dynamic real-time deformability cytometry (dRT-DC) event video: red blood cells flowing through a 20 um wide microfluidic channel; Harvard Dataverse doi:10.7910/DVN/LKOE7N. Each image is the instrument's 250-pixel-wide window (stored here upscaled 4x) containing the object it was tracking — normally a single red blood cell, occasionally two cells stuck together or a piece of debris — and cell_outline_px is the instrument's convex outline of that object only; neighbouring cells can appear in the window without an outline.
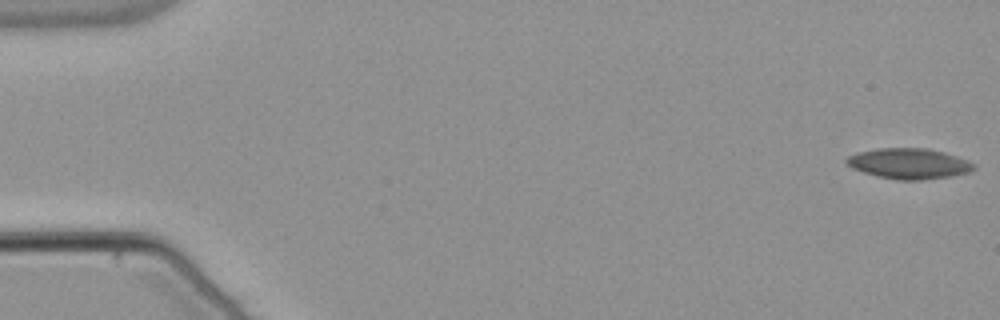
{"species": "common noctule bat (a hibernating species)", "species_latin": "Nyctalus noctula", "temperature_condition": "warm", "stored_images_in_passage": 57, "camera_frame_rate_fps": 3000, "um_per_image_px": 0.085, "animal": {"sex": "male", "body_mass_g": 21.5, "forearm_length_mm": 52.0}, "frame": {"image": 1, "passage_image": 1, "time_ms": 0.0, "image_size_px": [1000, 320], "cell_outline_px": [[976, 168], [968, 172], [948, 176], [920, 180], [896, 180], [864, 172], [852, 168], [844, 160], [848, 156], [856, 152], [880, 148], [928, 148], [944, 152], [968, 160], [976, 164]], "centroid_in_image_um": [77.26, 13.89], "position_along_channel_um": 7.7, "area_um2": 22.54}}
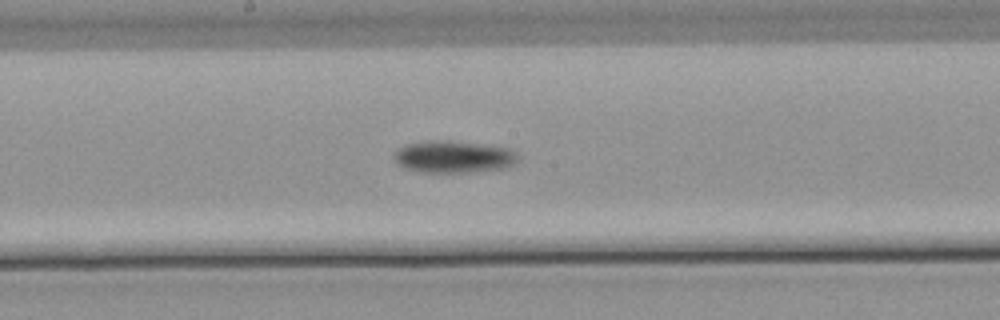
{"frame": {"image": 2, "passage_image": 30, "time_ms": 9.667, "image_size_px": [1000, 320], "cell_outline_px": [[520, 160], [504, 168], [468, 172], [424, 172], [408, 168], [400, 164], [392, 156], [396, 148], [404, 144], [424, 140], [452, 140], [484, 144], [512, 148], [520, 156]], "centroid_in_image_um": [38.58, 13.29], "position_along_channel_um": 209.6, "area_um2": 23.52}}
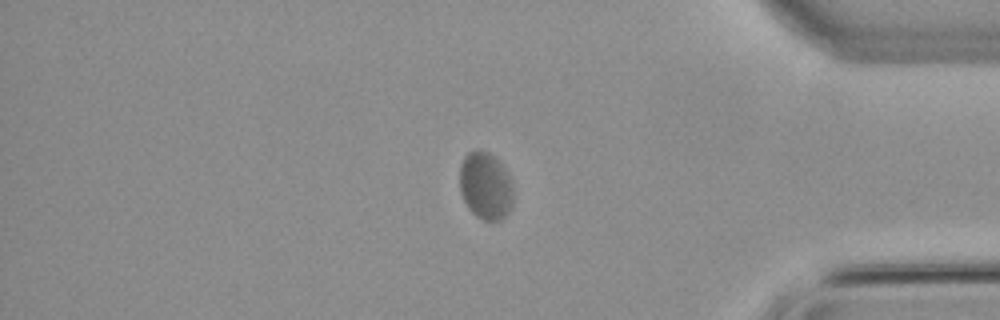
{"frame": {"image": 3, "passage_image": 47, "time_ms": 15.333, "image_size_px": [1000, 320], "cell_outline_px": [[512, 208], [500, 220], [484, 220], [476, 216], [468, 208], [464, 200], [460, 188], [460, 164], [464, 156], [468, 152], [476, 148], [488, 152], [508, 172], [512, 180]], "centroid_in_image_um": [41.27, 15.78], "position_along_channel_um": 393.9, "area_um2": 21.1}, "authors_computed_cell_mechanics": {"area_um2": 22.253, "velocity_mm_per_s": 3.7109, "shape_relaxation_time_tau1_ms": null, "shape_relaxation_time_tau2_ms": 6.136, "deformation_change_tau1": null, "deformation_change_tau2": 0.0456}}